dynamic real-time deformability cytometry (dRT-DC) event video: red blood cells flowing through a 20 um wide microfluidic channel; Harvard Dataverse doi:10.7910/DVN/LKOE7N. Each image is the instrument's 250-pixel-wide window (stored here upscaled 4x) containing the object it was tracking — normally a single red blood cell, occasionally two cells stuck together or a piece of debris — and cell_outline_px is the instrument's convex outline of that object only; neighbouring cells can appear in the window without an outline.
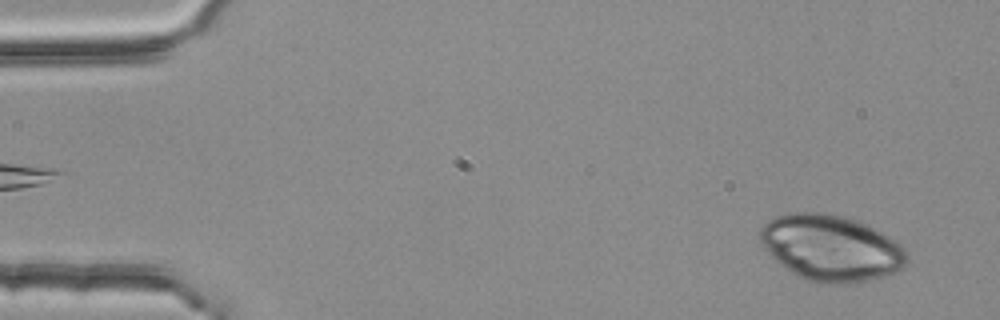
{"species": "common noctule bat (a hibernating species)", "species_latin": "Nyctalus noctula", "temperature_condition": "room temperature", "stored_images_in_passage": 52, "camera_frame_rate_fps": 3000, "um_per_image_px": 0.085, "animal": {"sex": "female", "body_mass_g": 25.1}, "frame": {"image": 1, "passage_image": 3, "time_ms": 0.667, "image_size_px": [1000, 320], "cell_outline_px": [[908, 260], [904, 268], [884, 276], [868, 280], [848, 284], [816, 284], [804, 280], [796, 276], [780, 264], [764, 248], [760, 240], [760, 228], [768, 220], [776, 216], [796, 212], [816, 212], [844, 216], [856, 220], [896, 240], [908, 252]], "centroid_in_image_um": [70.64, 21.1], "position_along_channel_um": 14.4, "area_um2": 56.76}}
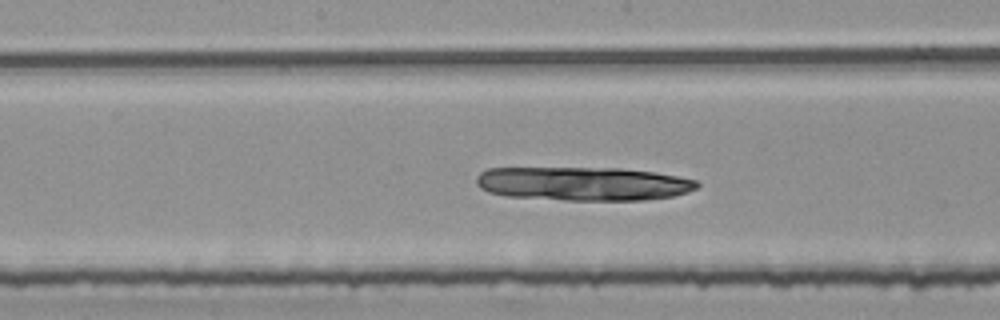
{"frame": {"image": 2, "passage_image": 27, "time_ms": 8.667, "image_size_px": [1000, 320], "cell_outline_px": [[700, 184], [696, 188], [688, 192], [672, 196], [644, 200], [564, 200], [508, 196], [488, 192], [480, 188], [476, 184], [476, 176], [480, 172], [488, 168], [620, 168], [652, 172], [676, 176], [696, 180]], "centroid_in_image_um": [49.54, 15.61], "position_along_channel_um": 198.7, "area_um2": 43.41}}
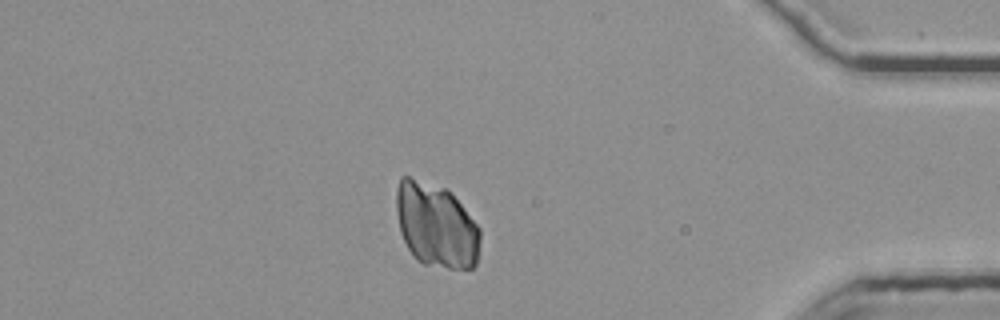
{"frame": {"image": 3, "passage_image": 46, "time_ms": 15.0, "image_size_px": [1000, 320], "cell_outline_px": [[480, 240], [476, 264], [472, 268], [448, 268], [424, 264], [416, 260], [408, 248], [400, 232], [396, 212], [396, 188], [400, 176], [408, 176], [444, 188], [460, 204], [480, 228]], "centroid_in_image_um": [37.04, 19.16], "position_along_channel_um": 398.2, "area_um2": 41.04}}